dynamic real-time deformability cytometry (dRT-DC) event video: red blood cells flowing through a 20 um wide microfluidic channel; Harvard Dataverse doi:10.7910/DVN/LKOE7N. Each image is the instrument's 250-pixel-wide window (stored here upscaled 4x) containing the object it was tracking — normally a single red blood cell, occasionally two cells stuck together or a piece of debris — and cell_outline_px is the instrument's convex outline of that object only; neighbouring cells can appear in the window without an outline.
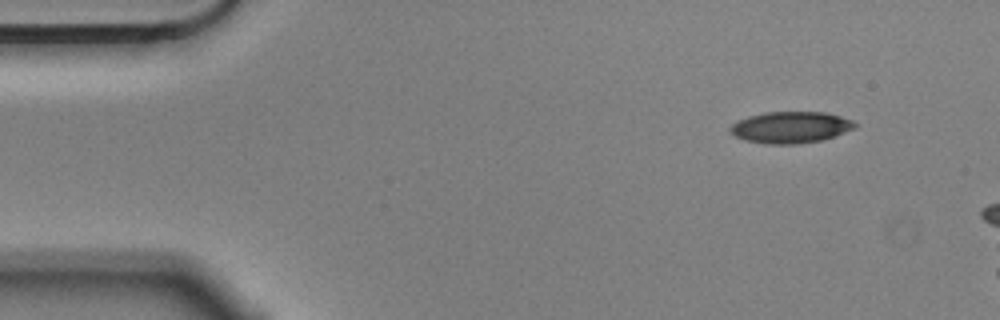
{"species": "Egyptian fruit bat (a non-hibernating species)", "species_latin": "Rousettus aegyptiacus", "temperature_condition": "cold", "stored_images_in_passage": 3, "camera_frame_rate_fps": 3000, "um_per_image_px": 0.085, "animal": {"sex": "male"}, "frame": {"image": 1, "passage_image": 1, "time_ms": 0.0, "image_size_px": [1000, 320], "cell_outline_px": [[856, 128], [820, 140], [796, 144], [764, 144], [744, 140], [728, 132], [728, 128], [736, 120], [748, 116], [764, 112], [824, 112], [840, 116], [852, 120], [856, 124]], "centroid_in_image_um": [67.13, 10.82], "position_along_channel_um": 17.9, "area_um2": 22.95}}